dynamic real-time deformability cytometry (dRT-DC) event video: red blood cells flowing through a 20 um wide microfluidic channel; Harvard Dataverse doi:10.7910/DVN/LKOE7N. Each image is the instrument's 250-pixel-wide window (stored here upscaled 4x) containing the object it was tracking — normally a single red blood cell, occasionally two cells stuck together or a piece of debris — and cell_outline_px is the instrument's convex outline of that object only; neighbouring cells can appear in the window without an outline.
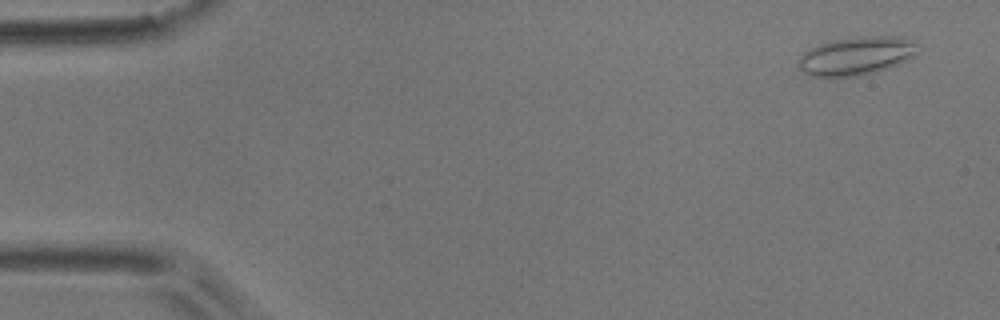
{"species": "common noctule bat (a hibernating species)", "species_latin": "Nyctalus noctula", "temperature_condition": "room temperature", "stored_images_in_passage": 48, "camera_frame_rate_fps": 3000, "um_per_image_px": 0.085, "animal": {"sex": "male", "body_mass_g": 17.9}, "frame": {"image": 1, "passage_image": 3, "time_ms": 0.667, "image_size_px": [1000, 320], "cell_outline_px": [[916, 52], [908, 60], [888, 68], [856, 76], [812, 76], [804, 72], [800, 68], [800, 56], [808, 48], [820, 44], [836, 40], [864, 36], [892, 36], [908, 40], [912, 44]], "centroid_in_image_um": [72.73, 4.76], "position_along_channel_um": 12.3, "area_um2": 25.78}}
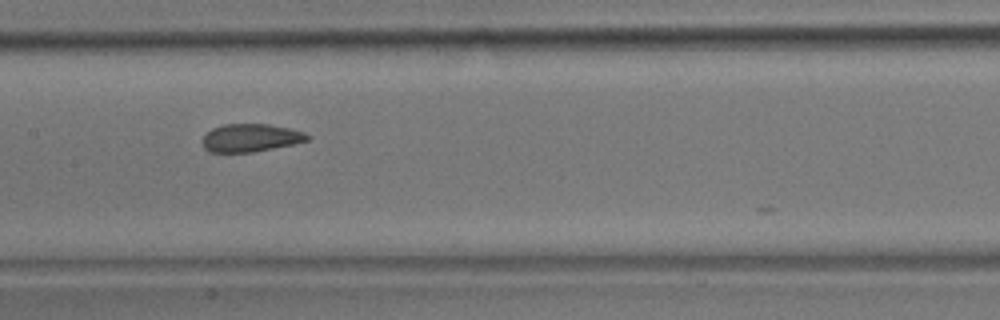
{"frame": {"image": 2, "passage_image": 26, "time_ms": 8.333, "image_size_px": [1000, 320], "cell_outline_px": [[312, 136], [308, 140], [292, 144], [252, 152], [208, 152], [204, 148], [204, 136], [212, 128], [224, 124], [268, 124], [288, 128], [304, 132]], "centroid_in_image_um": [21.31, 11.71], "position_along_channel_um": 186.1, "area_um2": 16.88}}
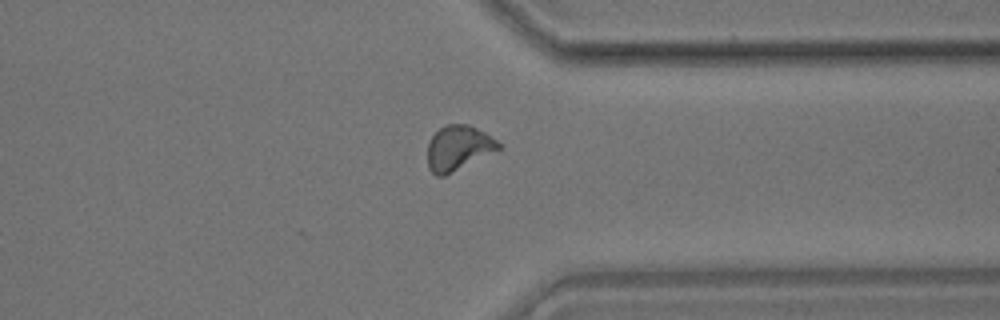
{"frame": {"image": 3, "passage_image": 41, "time_ms": 13.333, "image_size_px": [1000, 320], "cell_outline_px": [[504, 148], [444, 176], [436, 176], [428, 168], [428, 144], [432, 136], [440, 128], [448, 124], [468, 124], [484, 132], [504, 144]], "centroid_in_image_um": [39.01, 12.58], "position_along_channel_um": 372.4, "area_um2": 18.73}, "authors_computed_cell_mechanics": {"area_um2": 18.1492, "velocity_mm_per_s": 3.7803, "shape_relaxation_time_tau1_ms": 9.6623, "shape_relaxation_time_tau2_ms": 1.619, "deformation_change_tau1": 0.1835, "deformation_change_tau2": 0.0698}}